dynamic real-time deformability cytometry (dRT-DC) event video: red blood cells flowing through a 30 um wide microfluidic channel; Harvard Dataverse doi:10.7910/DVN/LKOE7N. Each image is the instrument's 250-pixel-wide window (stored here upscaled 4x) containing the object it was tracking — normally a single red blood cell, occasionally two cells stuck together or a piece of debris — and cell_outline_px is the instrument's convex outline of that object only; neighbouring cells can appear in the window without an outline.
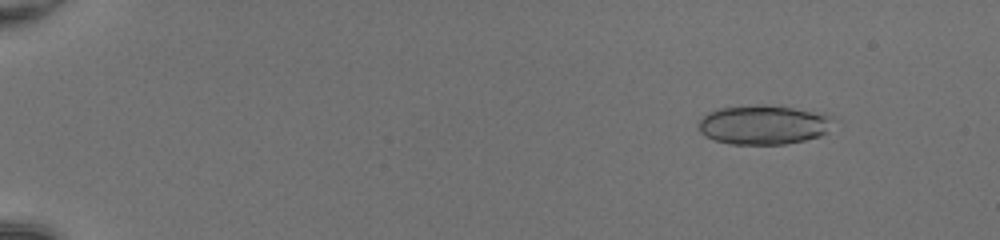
{"species": "common noctule bat (a hibernating species)", "species_latin": "Nyctalus noctula", "temperature_condition": "room temperature", "stored_images_in_passage": 44, "segment_of_instrument_passage": [1, 2], "camera_frame_rate_fps": 3000, "um_per_image_px": 0.085, "animal": {"sex": "female", "body_mass_g": 20.0, "forearm_length_mm": 54.0}, "frame": {"image": 1, "passage_image": 7, "time_ms": 2.0, "image_size_px": [1000, 240], "cell_outline_px": [[832, 116], [824, 132], [820, 136], [804, 140], [784, 144], [732, 144], [716, 140], [704, 136], [700, 132], [700, 120], [708, 112], [716, 108], [756, 104], [768, 104], [828, 112]], "centroid_in_image_um": [64.89, 10.57], "position_along_channel_um": 20.1, "area_um2": 31.04}}
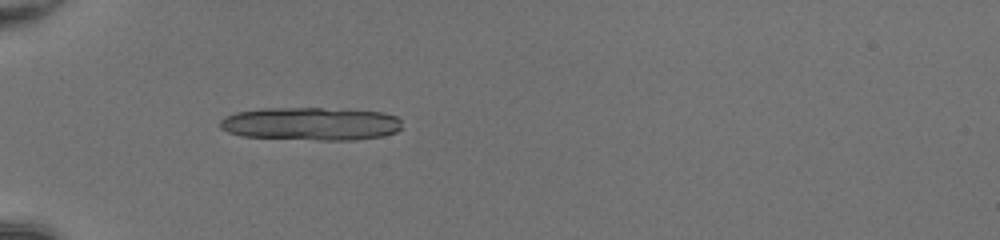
{"frame": {"image": 2, "passage_image": 19, "time_ms": 6.0, "image_size_px": [1000, 240], "cell_outline_px": [[400, 128], [396, 132], [384, 136], [356, 140], [316, 140], [244, 136], [228, 132], [220, 128], [220, 120], [224, 116], [236, 112], [260, 108], [320, 108], [384, 112], [396, 116], [400, 120]], "centroid_in_image_um": [26.41, 10.52], "position_along_channel_um": 58.6, "area_um2": 35.2}}